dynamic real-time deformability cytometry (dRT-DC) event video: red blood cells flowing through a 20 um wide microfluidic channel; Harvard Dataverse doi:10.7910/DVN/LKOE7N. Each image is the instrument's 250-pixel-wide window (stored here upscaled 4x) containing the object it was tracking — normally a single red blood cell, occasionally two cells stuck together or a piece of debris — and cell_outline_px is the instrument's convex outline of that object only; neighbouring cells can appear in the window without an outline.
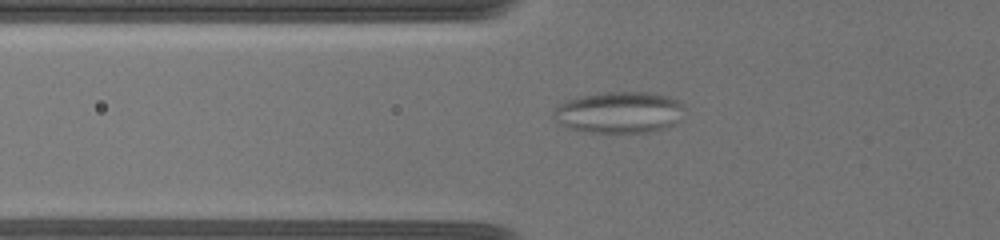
{"species": "common noctule bat (a hibernating species)", "species_latin": "Nyctalus noctula", "temperature_condition": "warm", "stored_images_in_passage": 25, "camera_frame_rate_fps": 3000, "um_per_image_px": 0.085, "animal": {"sex": "female", "body_mass_g": 19.5, "forearm_length_mm": 54.1}, "frame": {"image": 1, "passage_image": 7, "time_ms": 3.667, "image_size_px": [1000, 240], "cell_outline_px": [[684, 108], [676, 124], [664, 128], [648, 132], [592, 132], [568, 128], [560, 124], [552, 116], [552, 112], [564, 100], [580, 96], [604, 92], [648, 92], [668, 96], [684, 104]], "centroid_in_image_um": [52.61, 9.54], "position_along_channel_um": 73.2, "area_um2": 31.62}}
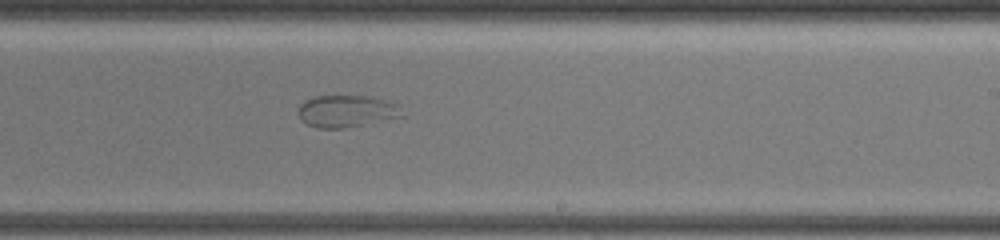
{"frame": {"image": 2, "passage_image": 15, "time_ms": 9.0, "image_size_px": [1000, 240], "cell_outline_px": [[404, 116], [344, 128], [316, 128], [300, 120], [300, 104], [304, 100], [316, 96], [368, 96], [388, 100], [400, 104]], "centroid_in_image_um": [29.5, 9.44], "position_along_channel_um": 259.5, "area_um2": 19.42}}
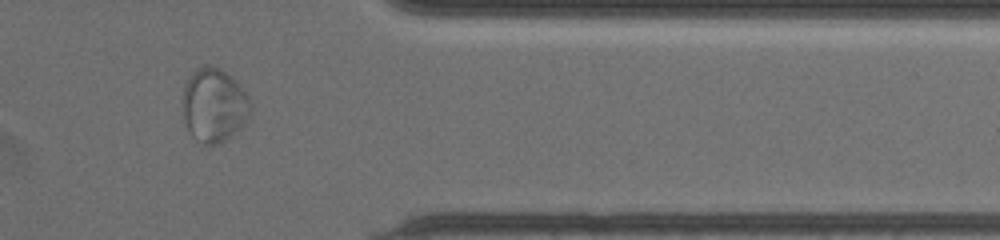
{"frame": {"image": 3, "passage_image": 21, "time_ms": 13.0, "image_size_px": [1000, 240], "cell_outline_px": [[252, 104], [248, 116], [244, 124], [240, 128], [224, 140], [216, 144], [204, 144], [196, 140], [192, 136], [188, 128], [184, 116], [184, 84], [192, 72], [196, 68], [204, 64], [220, 68], [236, 80], [248, 96]], "centroid_in_image_um": [18.2, 8.91], "position_along_channel_um": 393.2, "area_um2": 28.96}}